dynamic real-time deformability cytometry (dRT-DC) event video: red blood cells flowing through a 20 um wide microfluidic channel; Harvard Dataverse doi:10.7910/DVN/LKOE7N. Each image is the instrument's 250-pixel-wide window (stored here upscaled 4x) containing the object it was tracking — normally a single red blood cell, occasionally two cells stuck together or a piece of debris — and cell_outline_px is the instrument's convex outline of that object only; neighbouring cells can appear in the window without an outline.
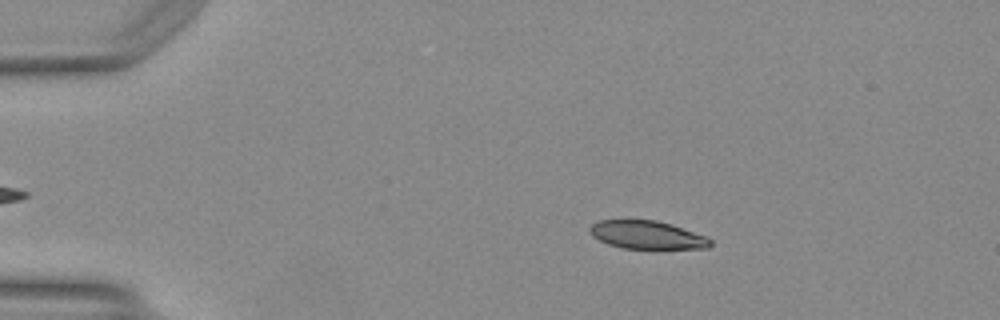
{"species": "Egyptian fruit bat (a non-hibernating species)", "species_latin": "Rousettus aegyptiacus", "temperature_condition": "warm", "stored_images_in_passage": 50, "camera_frame_rate_fps": 3000, "um_per_image_px": 0.085, "animal": {"sex": "female"}, "frame": {"image": 1, "passage_image": 10, "time_ms": 3.0, "image_size_px": [1000, 320], "cell_outline_px": [[712, 244], [708, 248], [656, 252], [620, 248], [608, 244], [592, 236], [588, 232], [588, 228], [596, 220], [628, 216], [656, 220], [672, 224], [708, 236], [712, 240]], "centroid_in_image_um": [55.0, 19.97], "position_along_channel_um": 30.0, "area_um2": 22.08}}
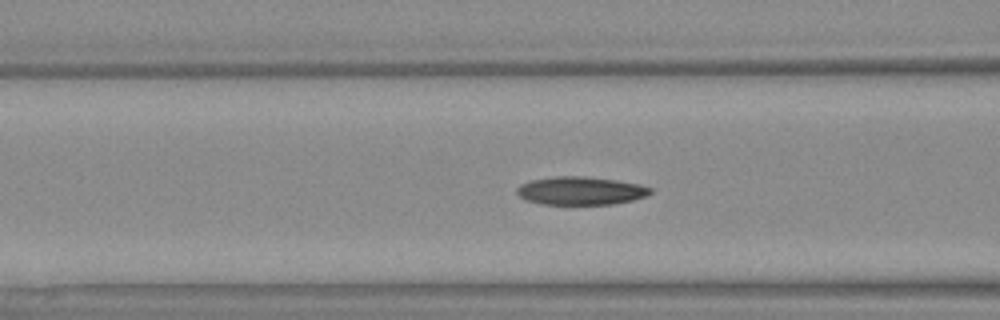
{"frame": {"image": 2, "passage_image": 21, "time_ms": 6.667, "image_size_px": [1000, 320], "cell_outline_px": [[652, 192], [648, 196], [632, 200], [612, 204], [540, 204], [524, 200], [516, 192], [516, 188], [520, 184], [532, 180], [556, 176], [584, 176], [616, 180], [640, 184], [652, 188]], "centroid_in_image_um": [49.35, 16.21], "position_along_channel_um": 117.2, "area_um2": 22.02}}
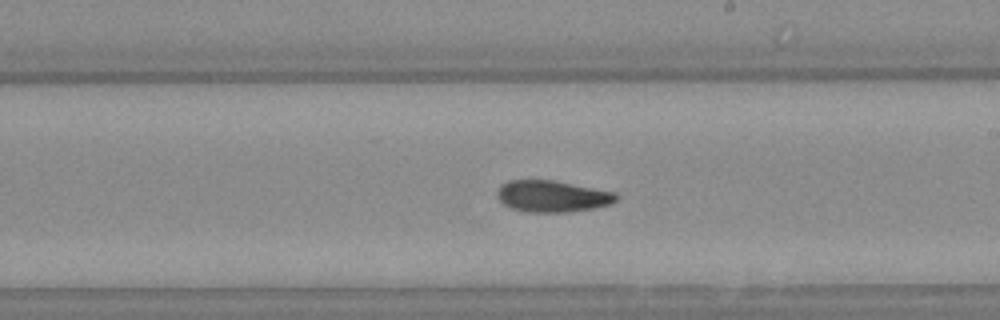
{"frame": {"image": 3, "passage_image": 30, "time_ms": 9.667, "image_size_px": [1000, 320], "cell_outline_px": [[620, 196], [616, 200], [608, 204], [592, 208], [568, 212], [528, 212], [512, 208], [504, 204], [496, 196], [496, 188], [500, 184], [508, 180], [556, 180], [616, 192]], "centroid_in_image_um": [46.92, 16.66], "position_along_channel_um": 242.1, "area_um2": 22.08}, "authors_computed_cell_mechanics": {"area_um2": 21.5016, "velocity_mm_per_s": 4.1767, "shape_relaxation_time_tau1_ms": null, "shape_relaxation_time_tau2_ms": 5.0246, "deformation_change_tau1": null, "deformation_change_tau2": 0.1142}}